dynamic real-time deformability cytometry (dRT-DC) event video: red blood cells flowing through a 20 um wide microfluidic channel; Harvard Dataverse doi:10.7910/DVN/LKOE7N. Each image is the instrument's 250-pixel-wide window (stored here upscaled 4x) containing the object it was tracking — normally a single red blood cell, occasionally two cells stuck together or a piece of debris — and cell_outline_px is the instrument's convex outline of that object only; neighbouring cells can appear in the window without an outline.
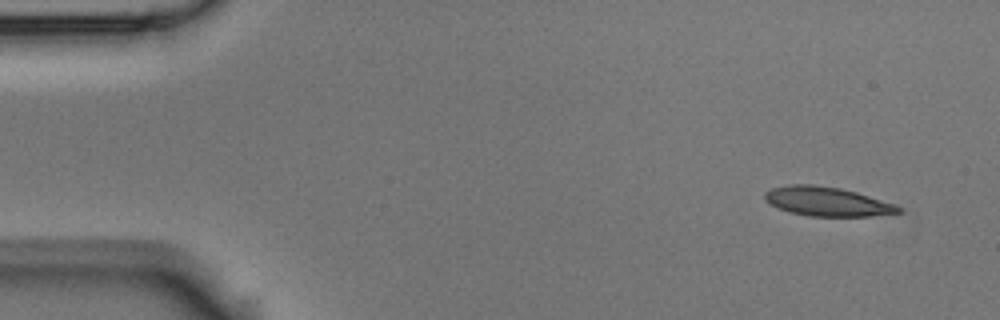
{"species": "Egyptian fruit bat (a non-hibernating species)", "species_latin": "Rousettus aegyptiacus", "temperature_condition": "room temperature", "stored_images_in_passage": 6, "camera_frame_rate_fps": 3000, "um_per_image_px": 0.085, "animal": {"sex": "male"}, "frame": {"image": 1, "passage_image": 1, "time_ms": 0.0, "image_size_px": [1000, 320], "cell_outline_px": [[904, 212], [868, 216], [808, 216], [788, 212], [764, 200], [764, 192], [772, 188], [788, 184], [812, 184], [840, 188], [856, 192], [896, 204]], "centroid_in_image_um": [70.29, 17.12], "position_along_channel_um": 14.7, "area_um2": 22.72}}
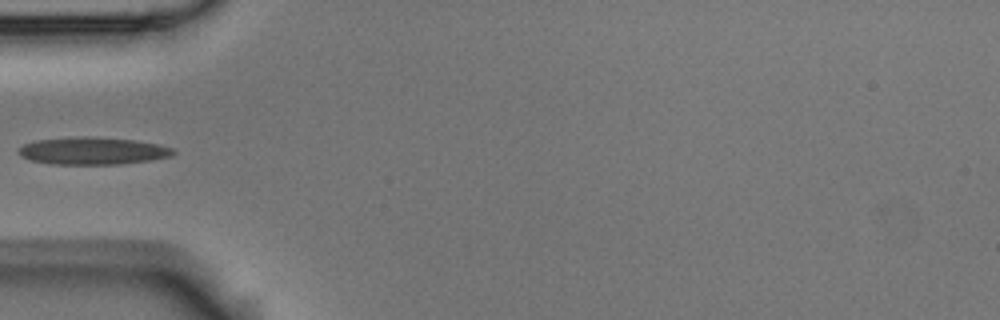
{"frame": {"image": 2, "passage_image": 5, "time_ms": 1.333, "image_size_px": [1000, 320], "cell_outline_px": [[176, 152], [172, 156], [148, 160], [120, 164], [52, 164], [28, 160], [20, 156], [16, 148], [24, 144], [36, 140], [84, 136], [136, 140], [160, 144], [172, 148]], "centroid_in_image_um": [7.85, 12.82], "position_along_channel_um": 77.2, "area_um2": 24.74}}
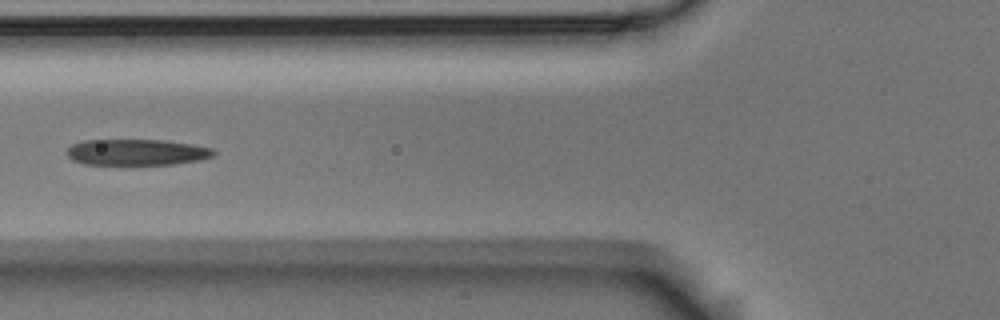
{"frame": {"image": 3, "passage_image": 6, "time_ms": 1.667, "image_size_px": [1000, 320], "cell_outline_px": [[216, 152], [212, 156], [200, 160], [172, 164], [84, 164], [72, 160], [68, 156], [68, 148], [72, 144], [84, 140], [164, 140], [192, 144], [212, 148]], "centroid_in_image_um": [11.62, 12.93], "position_along_channel_um": 114.2, "area_um2": 22.2}}